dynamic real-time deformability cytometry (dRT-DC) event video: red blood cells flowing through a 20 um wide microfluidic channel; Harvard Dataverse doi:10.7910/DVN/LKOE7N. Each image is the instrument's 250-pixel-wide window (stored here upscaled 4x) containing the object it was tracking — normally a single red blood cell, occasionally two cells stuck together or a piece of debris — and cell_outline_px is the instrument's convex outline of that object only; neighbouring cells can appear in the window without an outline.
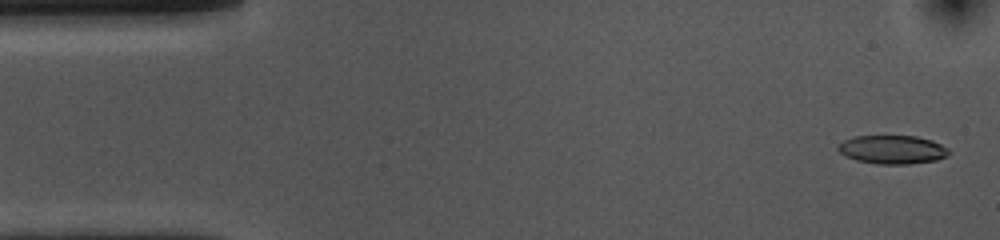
{"species": "common noctule bat (a hibernating species)", "species_latin": "Nyctalus noctula", "temperature_condition": "cold", "stored_images_in_passage": 53, "camera_frame_rate_fps": 3000, "um_per_image_px": 0.085, "animal": {"sex": "female", "body_mass_g": 10.0, "forearm_length_mm": 53.1}, "frame": {"image": 1, "passage_image": 2, "time_ms": 0.333, "image_size_px": [1000, 240], "cell_outline_px": [[948, 156], [936, 160], [908, 164], [876, 164], [856, 160], [840, 152], [836, 148], [844, 140], [856, 136], [916, 136], [932, 140], [948, 148]], "centroid_in_image_um": [75.87, 12.71], "position_along_channel_um": 9.1, "area_um2": 18.32}}
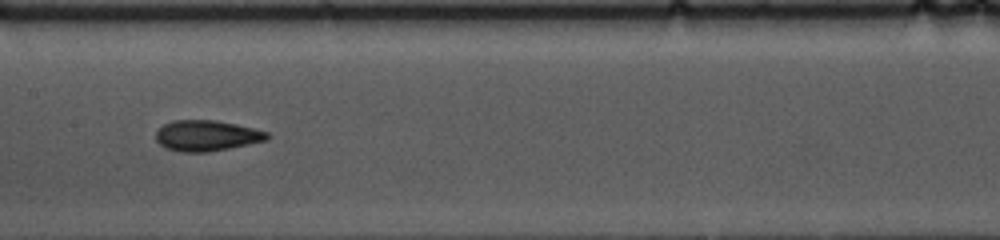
{"frame": {"image": 2, "passage_image": 25, "time_ms": 8.0, "image_size_px": [1000, 240], "cell_outline_px": [[268, 140], [208, 152], [180, 152], [164, 148], [156, 140], [156, 132], [164, 124], [172, 120], [216, 120], [236, 124], [268, 132]], "centroid_in_image_um": [17.53, 11.53], "position_along_channel_um": 189.9, "area_um2": 19.88}}
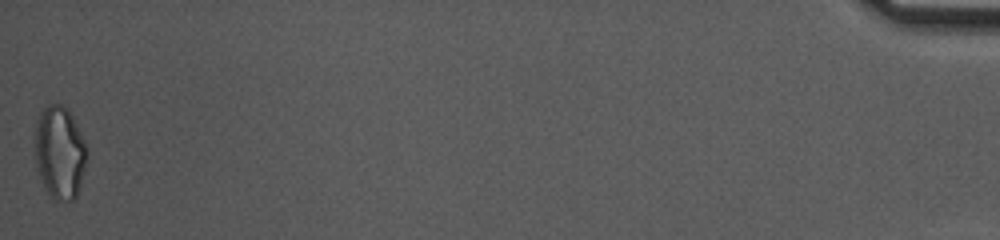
{"frame": {"image": 3, "passage_image": 53, "time_ms": 17.333, "image_size_px": [1000, 240], "cell_outline_px": [[88, 156], [80, 184], [76, 196], [72, 200], [52, 200], [44, 188], [36, 168], [36, 120], [40, 112], [48, 104], [60, 104], [68, 108], [88, 148]], "centroid_in_image_um": [5.08, 12.96], "position_along_channel_um": 430.1, "area_um2": 28.21}, "authors_computed_cell_mechanics": {"area_um2": 19.4786, "velocity_mm_per_s": 3.6967, "shape_relaxation_time_tau1_ms": 6.307, "shape_relaxation_time_tau2_ms": 2.1931, "deformation_change_tau1": 0.1713, "deformation_change_tau2": 0.0782}}